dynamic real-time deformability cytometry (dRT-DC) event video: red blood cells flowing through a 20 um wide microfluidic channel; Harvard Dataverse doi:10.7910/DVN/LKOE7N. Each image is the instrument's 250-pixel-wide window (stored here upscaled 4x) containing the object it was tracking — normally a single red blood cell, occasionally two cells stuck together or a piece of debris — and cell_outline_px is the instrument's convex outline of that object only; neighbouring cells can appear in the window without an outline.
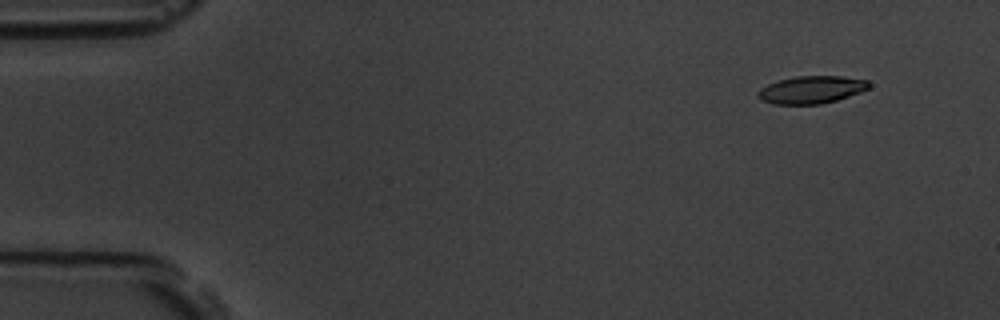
{"species": "common noctule bat (a hibernating species)", "species_latin": "Nyctalus noctula", "temperature_condition": "room temperature", "stored_images_in_passage": 5, "camera_frame_rate_fps": 3000, "um_per_image_px": 0.085, "animal": {"sex": "male", "body_mass_g": 19.5, "forearm_length_mm": 54.6}, "frame": {"image": 1, "passage_image": 2, "time_ms": 1.0, "image_size_px": [1000, 320], "cell_outline_px": [[872, 84], [868, 88], [860, 92], [836, 100], [820, 104], [772, 104], [760, 100], [756, 96], [760, 88], [768, 84], [780, 80], [796, 76], [840, 76], [868, 80]], "centroid_in_image_um": [68.95, 7.63], "position_along_channel_um": 16.0, "area_um2": 17.8}}
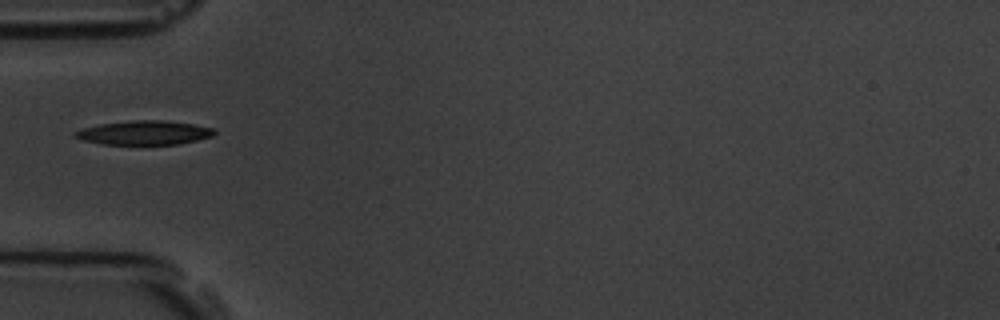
{"frame": {"image": 2, "passage_image": 5, "time_ms": 5.333, "image_size_px": [1000, 320], "cell_outline_px": [[216, 132], [212, 136], [196, 140], [176, 144], [100, 144], [80, 140], [72, 136], [72, 132], [84, 128], [100, 124], [128, 120], [164, 120], [192, 124], [216, 128]], "centroid_in_image_um": [12.21, 11.27], "position_along_channel_um": 72.8, "area_um2": 19.65}}